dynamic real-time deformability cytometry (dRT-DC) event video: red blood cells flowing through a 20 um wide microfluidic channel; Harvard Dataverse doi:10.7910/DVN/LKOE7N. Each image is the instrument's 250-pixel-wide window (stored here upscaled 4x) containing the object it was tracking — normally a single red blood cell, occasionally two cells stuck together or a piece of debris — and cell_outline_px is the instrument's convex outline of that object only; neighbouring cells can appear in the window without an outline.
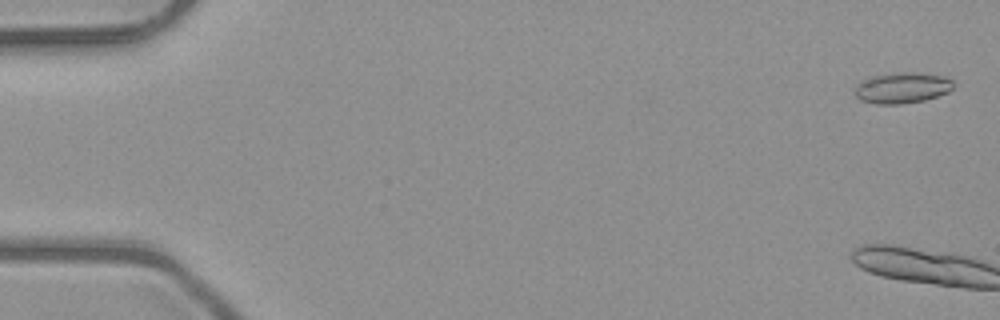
{"species": "common noctule bat (a hibernating species)", "species_latin": "Nyctalus noctula", "temperature_condition": "room temperature", "stored_images_in_passage": 4, "camera_frame_rate_fps": 3000, "um_per_image_px": 0.085, "animal": {"sex": "male", "body_mass_g": 23.1, "forearm_length_mm": 52.7}, "frame": {"image": 1, "passage_image": 2, "time_ms": 0.333, "image_size_px": [1000, 320], "cell_outline_px": [[952, 88], [948, 92], [924, 100], [900, 104], [876, 104], [860, 100], [856, 96], [856, 84], [860, 80], [868, 76], [900, 72], [920, 72], [944, 76], [952, 80]], "centroid_in_image_um": [76.65, 7.45], "position_along_channel_um": 8.4, "area_um2": 17.86}}